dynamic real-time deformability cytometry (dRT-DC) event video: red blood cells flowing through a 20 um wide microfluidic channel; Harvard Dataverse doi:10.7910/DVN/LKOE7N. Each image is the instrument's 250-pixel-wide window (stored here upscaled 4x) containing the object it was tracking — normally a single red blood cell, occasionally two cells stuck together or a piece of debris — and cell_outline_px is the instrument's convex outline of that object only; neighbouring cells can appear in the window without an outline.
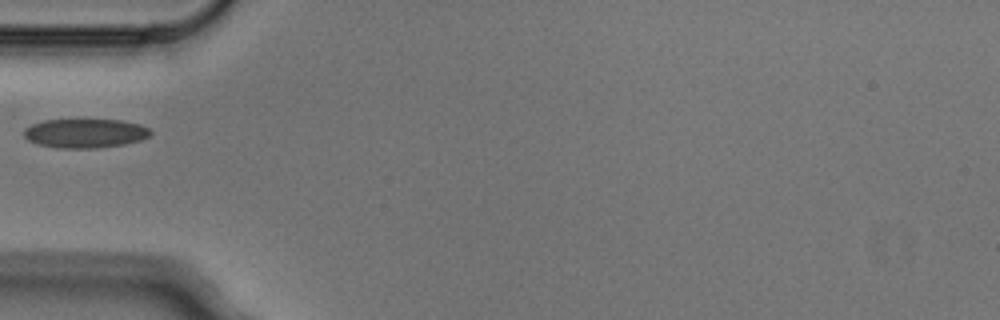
{"species": "Egyptian fruit bat (a non-hibernating species)", "species_latin": "Rousettus aegyptiacus", "temperature_condition": "cold", "stored_images_in_passage": 6, "camera_frame_rate_fps": 3000, "um_per_image_px": 0.085, "animal": {"sex": "male"}, "frame": {"image": 1, "passage_image": 5, "time_ms": 1.333, "image_size_px": [1000, 320], "cell_outline_px": [[152, 136], [140, 140], [124, 144], [96, 148], [56, 148], [36, 144], [28, 140], [24, 136], [24, 128], [32, 124], [44, 120], [120, 120], [140, 124], [148, 128], [152, 132]], "centroid_in_image_um": [7.23, 11.33], "position_along_channel_um": 77.8, "area_um2": 21.56}}
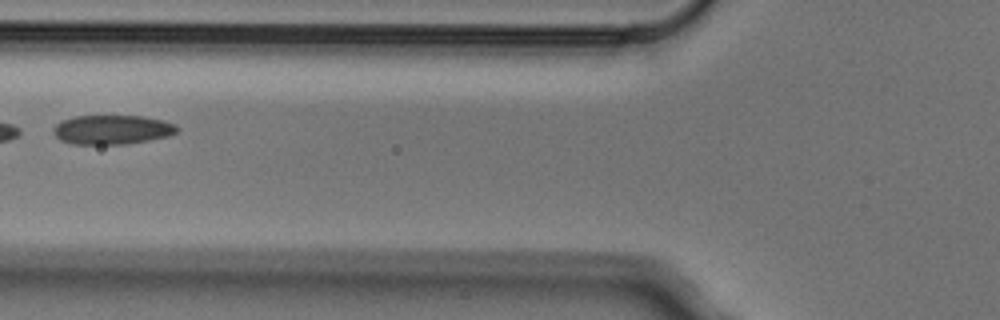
{"frame": {"image": 2, "passage_image": 6, "time_ms": 1.667, "image_size_px": [1000, 320], "cell_outline_px": [[180, 128], [172, 136], [124, 144], [72, 144], [60, 140], [52, 132], [52, 128], [60, 120], [76, 116], [144, 116], [164, 120], [176, 124]], "centroid_in_image_um": [9.55, 11.02], "position_along_channel_um": 116.3, "area_um2": 21.39}}